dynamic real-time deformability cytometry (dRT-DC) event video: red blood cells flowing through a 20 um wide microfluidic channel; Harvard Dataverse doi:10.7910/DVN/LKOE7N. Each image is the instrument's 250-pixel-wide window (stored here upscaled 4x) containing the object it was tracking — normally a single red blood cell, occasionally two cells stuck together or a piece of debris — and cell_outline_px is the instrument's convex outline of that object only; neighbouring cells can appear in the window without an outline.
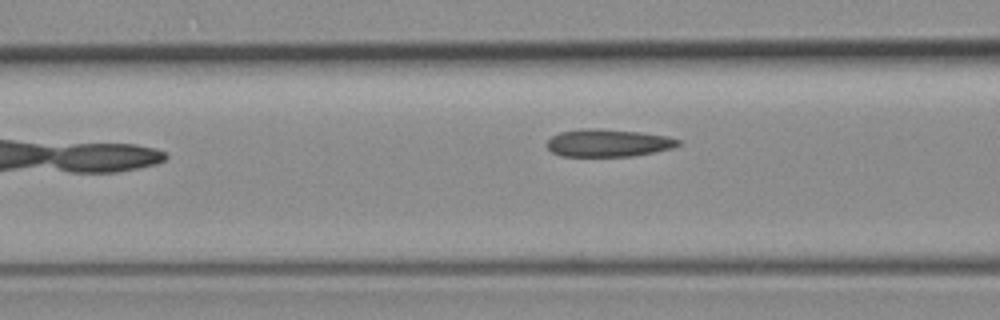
{"species": "common noctule bat (a hibernating species)", "species_latin": "Nyctalus noctula", "temperature_condition": "room temperature", "stored_images_in_passage": 7, "camera_frame_rate_fps": 3000, "um_per_image_px": 0.085, "animal": {"sex": "female", "body_mass_g": 19.3, "forearm_length_mm": 54.1}, "frame": {"image": 1, "passage_image": 4, "time_ms": 3.667, "image_size_px": [1000, 320], "cell_outline_px": [[680, 144], [672, 148], [632, 156], [560, 156], [552, 152], [544, 144], [552, 136], [560, 132], [580, 128], [600, 128], [640, 132], [668, 136], [680, 140]], "centroid_in_image_um": [51.65, 12.14], "position_along_channel_um": 115.0, "area_um2": 21.21}}
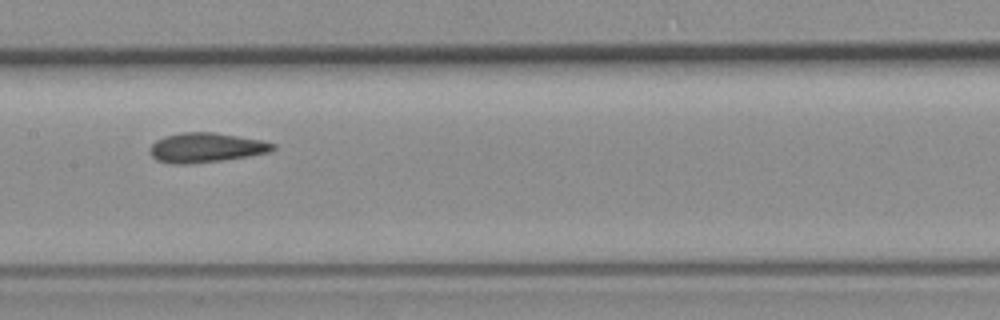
{"frame": {"image": 2, "passage_image": 6, "time_ms": 5.667, "image_size_px": [1000, 320], "cell_outline_px": [[276, 148], [268, 152], [248, 156], [220, 160], [188, 164], [172, 164], [156, 160], [148, 152], [148, 148], [156, 140], [164, 136], [180, 132], [212, 132], [264, 140], [276, 144]], "centroid_in_image_um": [17.48, 12.54], "position_along_channel_um": 189.9, "area_um2": 21.33}}
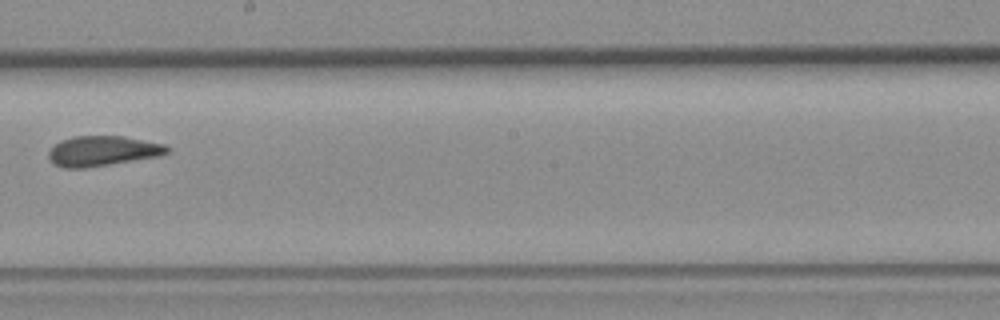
{"frame": {"image": 3, "passage_image": 7, "time_ms": 7.0, "image_size_px": [1000, 320], "cell_outline_px": [[172, 148], [168, 152], [156, 156], [84, 168], [64, 168], [56, 164], [48, 156], [48, 152], [60, 140], [72, 136], [124, 136], [164, 144]], "centroid_in_image_um": [8.71, 12.81], "position_along_channel_um": 239.5, "area_um2": 20.46}}